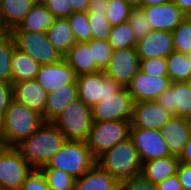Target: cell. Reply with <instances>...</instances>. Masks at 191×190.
I'll list each match as a JSON object with an SVG mask.
<instances>
[{
  "label": "cell",
  "mask_w": 191,
  "mask_h": 190,
  "mask_svg": "<svg viewBox=\"0 0 191 190\" xmlns=\"http://www.w3.org/2000/svg\"><path fill=\"white\" fill-rule=\"evenodd\" d=\"M65 142V136L52 122H44L16 148L33 168L40 169L51 160Z\"/></svg>",
  "instance_id": "6da1fadb"
},
{
  "label": "cell",
  "mask_w": 191,
  "mask_h": 190,
  "mask_svg": "<svg viewBox=\"0 0 191 190\" xmlns=\"http://www.w3.org/2000/svg\"><path fill=\"white\" fill-rule=\"evenodd\" d=\"M96 163L118 182L140 176L142 163L132 139L117 143L96 159Z\"/></svg>",
  "instance_id": "7a4b0ae2"
},
{
  "label": "cell",
  "mask_w": 191,
  "mask_h": 190,
  "mask_svg": "<svg viewBox=\"0 0 191 190\" xmlns=\"http://www.w3.org/2000/svg\"><path fill=\"white\" fill-rule=\"evenodd\" d=\"M43 117L12 99L3 115V126L0 131L9 147H16L31 136L42 124Z\"/></svg>",
  "instance_id": "3957f363"
},
{
  "label": "cell",
  "mask_w": 191,
  "mask_h": 190,
  "mask_svg": "<svg viewBox=\"0 0 191 190\" xmlns=\"http://www.w3.org/2000/svg\"><path fill=\"white\" fill-rule=\"evenodd\" d=\"M95 164L96 158L86 142L66 140L61 149L41 168L59 169L78 179Z\"/></svg>",
  "instance_id": "277c9868"
},
{
  "label": "cell",
  "mask_w": 191,
  "mask_h": 190,
  "mask_svg": "<svg viewBox=\"0 0 191 190\" xmlns=\"http://www.w3.org/2000/svg\"><path fill=\"white\" fill-rule=\"evenodd\" d=\"M52 123L67 141L86 142L93 124L91 107L78 98L69 104Z\"/></svg>",
  "instance_id": "5b68a950"
},
{
  "label": "cell",
  "mask_w": 191,
  "mask_h": 190,
  "mask_svg": "<svg viewBox=\"0 0 191 190\" xmlns=\"http://www.w3.org/2000/svg\"><path fill=\"white\" fill-rule=\"evenodd\" d=\"M131 121L93 122L86 140L87 147L97 159L117 143L130 137Z\"/></svg>",
  "instance_id": "8992f818"
},
{
  "label": "cell",
  "mask_w": 191,
  "mask_h": 190,
  "mask_svg": "<svg viewBox=\"0 0 191 190\" xmlns=\"http://www.w3.org/2000/svg\"><path fill=\"white\" fill-rule=\"evenodd\" d=\"M15 46L32 57L40 66L60 62L64 57L49 41L46 32H10Z\"/></svg>",
  "instance_id": "52a82bcc"
},
{
  "label": "cell",
  "mask_w": 191,
  "mask_h": 190,
  "mask_svg": "<svg viewBox=\"0 0 191 190\" xmlns=\"http://www.w3.org/2000/svg\"><path fill=\"white\" fill-rule=\"evenodd\" d=\"M76 84L78 98L91 108L104 98L117 94L124 88L106 76L104 71L78 75Z\"/></svg>",
  "instance_id": "ba28073f"
},
{
  "label": "cell",
  "mask_w": 191,
  "mask_h": 190,
  "mask_svg": "<svg viewBox=\"0 0 191 190\" xmlns=\"http://www.w3.org/2000/svg\"><path fill=\"white\" fill-rule=\"evenodd\" d=\"M32 169L16 147H8L0 156V186L3 190H21Z\"/></svg>",
  "instance_id": "9c48e42d"
},
{
  "label": "cell",
  "mask_w": 191,
  "mask_h": 190,
  "mask_svg": "<svg viewBox=\"0 0 191 190\" xmlns=\"http://www.w3.org/2000/svg\"><path fill=\"white\" fill-rule=\"evenodd\" d=\"M134 101L124 87L120 92L104 98L91 108L93 122L131 121Z\"/></svg>",
  "instance_id": "30bf717a"
},
{
  "label": "cell",
  "mask_w": 191,
  "mask_h": 190,
  "mask_svg": "<svg viewBox=\"0 0 191 190\" xmlns=\"http://www.w3.org/2000/svg\"><path fill=\"white\" fill-rule=\"evenodd\" d=\"M130 138L142 164L171 156L168 145L159 130L130 127Z\"/></svg>",
  "instance_id": "8fae6325"
},
{
  "label": "cell",
  "mask_w": 191,
  "mask_h": 190,
  "mask_svg": "<svg viewBox=\"0 0 191 190\" xmlns=\"http://www.w3.org/2000/svg\"><path fill=\"white\" fill-rule=\"evenodd\" d=\"M141 60L136 47L113 50L105 75L127 87L131 79L140 70Z\"/></svg>",
  "instance_id": "7c38bea8"
},
{
  "label": "cell",
  "mask_w": 191,
  "mask_h": 190,
  "mask_svg": "<svg viewBox=\"0 0 191 190\" xmlns=\"http://www.w3.org/2000/svg\"><path fill=\"white\" fill-rule=\"evenodd\" d=\"M156 101L173 116L191 120V81L172 82Z\"/></svg>",
  "instance_id": "4fadbf2b"
},
{
  "label": "cell",
  "mask_w": 191,
  "mask_h": 190,
  "mask_svg": "<svg viewBox=\"0 0 191 190\" xmlns=\"http://www.w3.org/2000/svg\"><path fill=\"white\" fill-rule=\"evenodd\" d=\"M172 81L169 76L153 77L139 70L127 85L134 103L156 101Z\"/></svg>",
  "instance_id": "5bb4252c"
},
{
  "label": "cell",
  "mask_w": 191,
  "mask_h": 190,
  "mask_svg": "<svg viewBox=\"0 0 191 190\" xmlns=\"http://www.w3.org/2000/svg\"><path fill=\"white\" fill-rule=\"evenodd\" d=\"M36 80L49 94L66 85L76 84L77 75L63 58L60 62L40 66Z\"/></svg>",
  "instance_id": "9a60e30c"
},
{
  "label": "cell",
  "mask_w": 191,
  "mask_h": 190,
  "mask_svg": "<svg viewBox=\"0 0 191 190\" xmlns=\"http://www.w3.org/2000/svg\"><path fill=\"white\" fill-rule=\"evenodd\" d=\"M172 116L157 101L134 103L131 127L159 130Z\"/></svg>",
  "instance_id": "2e32d148"
},
{
  "label": "cell",
  "mask_w": 191,
  "mask_h": 190,
  "mask_svg": "<svg viewBox=\"0 0 191 190\" xmlns=\"http://www.w3.org/2000/svg\"><path fill=\"white\" fill-rule=\"evenodd\" d=\"M140 8L152 30L173 32L186 16L174 2Z\"/></svg>",
  "instance_id": "e0dca14e"
},
{
  "label": "cell",
  "mask_w": 191,
  "mask_h": 190,
  "mask_svg": "<svg viewBox=\"0 0 191 190\" xmlns=\"http://www.w3.org/2000/svg\"><path fill=\"white\" fill-rule=\"evenodd\" d=\"M13 99L40 114L45 122L48 93L36 79L12 83Z\"/></svg>",
  "instance_id": "ac0fdd59"
},
{
  "label": "cell",
  "mask_w": 191,
  "mask_h": 190,
  "mask_svg": "<svg viewBox=\"0 0 191 190\" xmlns=\"http://www.w3.org/2000/svg\"><path fill=\"white\" fill-rule=\"evenodd\" d=\"M136 50L140 60L166 58L174 51L172 32L152 30L137 41Z\"/></svg>",
  "instance_id": "d6986e66"
},
{
  "label": "cell",
  "mask_w": 191,
  "mask_h": 190,
  "mask_svg": "<svg viewBox=\"0 0 191 190\" xmlns=\"http://www.w3.org/2000/svg\"><path fill=\"white\" fill-rule=\"evenodd\" d=\"M171 156L180 157L191 138L190 120L172 116L160 129Z\"/></svg>",
  "instance_id": "ffe728a7"
},
{
  "label": "cell",
  "mask_w": 191,
  "mask_h": 190,
  "mask_svg": "<svg viewBox=\"0 0 191 190\" xmlns=\"http://www.w3.org/2000/svg\"><path fill=\"white\" fill-rule=\"evenodd\" d=\"M37 0H0V28L11 32L23 21Z\"/></svg>",
  "instance_id": "44dd1931"
},
{
  "label": "cell",
  "mask_w": 191,
  "mask_h": 190,
  "mask_svg": "<svg viewBox=\"0 0 191 190\" xmlns=\"http://www.w3.org/2000/svg\"><path fill=\"white\" fill-rule=\"evenodd\" d=\"M75 74H89L101 71L93 59L92 40L89 42H76L64 56Z\"/></svg>",
  "instance_id": "7402d4cb"
},
{
  "label": "cell",
  "mask_w": 191,
  "mask_h": 190,
  "mask_svg": "<svg viewBox=\"0 0 191 190\" xmlns=\"http://www.w3.org/2000/svg\"><path fill=\"white\" fill-rule=\"evenodd\" d=\"M180 160L176 156H168L150 160L142 164L141 176L153 185H157L168 177L177 174Z\"/></svg>",
  "instance_id": "603a6c76"
},
{
  "label": "cell",
  "mask_w": 191,
  "mask_h": 190,
  "mask_svg": "<svg viewBox=\"0 0 191 190\" xmlns=\"http://www.w3.org/2000/svg\"><path fill=\"white\" fill-rule=\"evenodd\" d=\"M118 181L97 163L75 180L74 190H118Z\"/></svg>",
  "instance_id": "cb8c5ba5"
},
{
  "label": "cell",
  "mask_w": 191,
  "mask_h": 190,
  "mask_svg": "<svg viewBox=\"0 0 191 190\" xmlns=\"http://www.w3.org/2000/svg\"><path fill=\"white\" fill-rule=\"evenodd\" d=\"M56 17L42 4L36 1L27 16L12 31L46 32L54 23Z\"/></svg>",
  "instance_id": "d4e9b609"
},
{
  "label": "cell",
  "mask_w": 191,
  "mask_h": 190,
  "mask_svg": "<svg viewBox=\"0 0 191 190\" xmlns=\"http://www.w3.org/2000/svg\"><path fill=\"white\" fill-rule=\"evenodd\" d=\"M78 99L77 84H70L48 94L45 122H52L73 101Z\"/></svg>",
  "instance_id": "484cf974"
},
{
  "label": "cell",
  "mask_w": 191,
  "mask_h": 190,
  "mask_svg": "<svg viewBox=\"0 0 191 190\" xmlns=\"http://www.w3.org/2000/svg\"><path fill=\"white\" fill-rule=\"evenodd\" d=\"M46 33L49 41L63 55V57L76 43L68 18H56Z\"/></svg>",
  "instance_id": "4316f807"
},
{
  "label": "cell",
  "mask_w": 191,
  "mask_h": 190,
  "mask_svg": "<svg viewBox=\"0 0 191 190\" xmlns=\"http://www.w3.org/2000/svg\"><path fill=\"white\" fill-rule=\"evenodd\" d=\"M10 63L12 83L36 79L40 65L29 55L15 48Z\"/></svg>",
  "instance_id": "83f0119b"
},
{
  "label": "cell",
  "mask_w": 191,
  "mask_h": 190,
  "mask_svg": "<svg viewBox=\"0 0 191 190\" xmlns=\"http://www.w3.org/2000/svg\"><path fill=\"white\" fill-rule=\"evenodd\" d=\"M166 65L172 82L191 81V62L186 54L173 51L166 57Z\"/></svg>",
  "instance_id": "f1b7e54d"
},
{
  "label": "cell",
  "mask_w": 191,
  "mask_h": 190,
  "mask_svg": "<svg viewBox=\"0 0 191 190\" xmlns=\"http://www.w3.org/2000/svg\"><path fill=\"white\" fill-rule=\"evenodd\" d=\"M16 48L10 32L0 34V82L12 83L11 58Z\"/></svg>",
  "instance_id": "f546056e"
},
{
  "label": "cell",
  "mask_w": 191,
  "mask_h": 190,
  "mask_svg": "<svg viewBox=\"0 0 191 190\" xmlns=\"http://www.w3.org/2000/svg\"><path fill=\"white\" fill-rule=\"evenodd\" d=\"M137 41L135 33L128 21L112 26L108 42L113 50L136 47Z\"/></svg>",
  "instance_id": "4dcf8cb0"
},
{
  "label": "cell",
  "mask_w": 191,
  "mask_h": 190,
  "mask_svg": "<svg viewBox=\"0 0 191 190\" xmlns=\"http://www.w3.org/2000/svg\"><path fill=\"white\" fill-rule=\"evenodd\" d=\"M174 51L187 54L191 51V16H185L172 32Z\"/></svg>",
  "instance_id": "1f68e13d"
},
{
  "label": "cell",
  "mask_w": 191,
  "mask_h": 190,
  "mask_svg": "<svg viewBox=\"0 0 191 190\" xmlns=\"http://www.w3.org/2000/svg\"><path fill=\"white\" fill-rule=\"evenodd\" d=\"M46 177L50 190H74L75 178L55 168H40Z\"/></svg>",
  "instance_id": "d6a6232c"
},
{
  "label": "cell",
  "mask_w": 191,
  "mask_h": 190,
  "mask_svg": "<svg viewBox=\"0 0 191 190\" xmlns=\"http://www.w3.org/2000/svg\"><path fill=\"white\" fill-rule=\"evenodd\" d=\"M92 31V39L106 41L109 39L112 25L106 17V12L87 13Z\"/></svg>",
  "instance_id": "836d02e7"
},
{
  "label": "cell",
  "mask_w": 191,
  "mask_h": 190,
  "mask_svg": "<svg viewBox=\"0 0 191 190\" xmlns=\"http://www.w3.org/2000/svg\"><path fill=\"white\" fill-rule=\"evenodd\" d=\"M68 20L76 42H89L92 40V31L88 22L87 11L73 12L68 17Z\"/></svg>",
  "instance_id": "e575fe53"
},
{
  "label": "cell",
  "mask_w": 191,
  "mask_h": 190,
  "mask_svg": "<svg viewBox=\"0 0 191 190\" xmlns=\"http://www.w3.org/2000/svg\"><path fill=\"white\" fill-rule=\"evenodd\" d=\"M133 6L125 0H108L106 17L112 26L127 22Z\"/></svg>",
  "instance_id": "d590c367"
},
{
  "label": "cell",
  "mask_w": 191,
  "mask_h": 190,
  "mask_svg": "<svg viewBox=\"0 0 191 190\" xmlns=\"http://www.w3.org/2000/svg\"><path fill=\"white\" fill-rule=\"evenodd\" d=\"M128 23L134 31L137 40L144 38L152 31L151 25L147 21V18L140 7L136 6L132 8L128 18Z\"/></svg>",
  "instance_id": "8d00e7d4"
},
{
  "label": "cell",
  "mask_w": 191,
  "mask_h": 190,
  "mask_svg": "<svg viewBox=\"0 0 191 190\" xmlns=\"http://www.w3.org/2000/svg\"><path fill=\"white\" fill-rule=\"evenodd\" d=\"M113 49L109 44L108 40H94L92 39V55L93 59L96 62V66L104 71L110 62V58L112 56Z\"/></svg>",
  "instance_id": "74e56055"
},
{
  "label": "cell",
  "mask_w": 191,
  "mask_h": 190,
  "mask_svg": "<svg viewBox=\"0 0 191 190\" xmlns=\"http://www.w3.org/2000/svg\"><path fill=\"white\" fill-rule=\"evenodd\" d=\"M140 70L153 77L168 76L166 58L141 60Z\"/></svg>",
  "instance_id": "f35d334b"
},
{
  "label": "cell",
  "mask_w": 191,
  "mask_h": 190,
  "mask_svg": "<svg viewBox=\"0 0 191 190\" xmlns=\"http://www.w3.org/2000/svg\"><path fill=\"white\" fill-rule=\"evenodd\" d=\"M21 190H50L41 169L33 168L23 182Z\"/></svg>",
  "instance_id": "ab89813d"
},
{
  "label": "cell",
  "mask_w": 191,
  "mask_h": 190,
  "mask_svg": "<svg viewBox=\"0 0 191 190\" xmlns=\"http://www.w3.org/2000/svg\"><path fill=\"white\" fill-rule=\"evenodd\" d=\"M40 1L56 18H68L73 13L70 0H40Z\"/></svg>",
  "instance_id": "60d3db41"
},
{
  "label": "cell",
  "mask_w": 191,
  "mask_h": 190,
  "mask_svg": "<svg viewBox=\"0 0 191 190\" xmlns=\"http://www.w3.org/2000/svg\"><path fill=\"white\" fill-rule=\"evenodd\" d=\"M118 190H156V185L141 175L118 183Z\"/></svg>",
  "instance_id": "b9f144b4"
},
{
  "label": "cell",
  "mask_w": 191,
  "mask_h": 190,
  "mask_svg": "<svg viewBox=\"0 0 191 190\" xmlns=\"http://www.w3.org/2000/svg\"><path fill=\"white\" fill-rule=\"evenodd\" d=\"M13 99L12 83L0 82V113L3 115Z\"/></svg>",
  "instance_id": "7bdbcfd3"
},
{
  "label": "cell",
  "mask_w": 191,
  "mask_h": 190,
  "mask_svg": "<svg viewBox=\"0 0 191 190\" xmlns=\"http://www.w3.org/2000/svg\"><path fill=\"white\" fill-rule=\"evenodd\" d=\"M177 175L183 190H191V165L180 162Z\"/></svg>",
  "instance_id": "ee69618b"
},
{
  "label": "cell",
  "mask_w": 191,
  "mask_h": 190,
  "mask_svg": "<svg viewBox=\"0 0 191 190\" xmlns=\"http://www.w3.org/2000/svg\"><path fill=\"white\" fill-rule=\"evenodd\" d=\"M156 190H183L178 175L166 178L156 185Z\"/></svg>",
  "instance_id": "f6af8a7d"
},
{
  "label": "cell",
  "mask_w": 191,
  "mask_h": 190,
  "mask_svg": "<svg viewBox=\"0 0 191 190\" xmlns=\"http://www.w3.org/2000/svg\"><path fill=\"white\" fill-rule=\"evenodd\" d=\"M108 0H91L87 13L106 12Z\"/></svg>",
  "instance_id": "bcb514c9"
},
{
  "label": "cell",
  "mask_w": 191,
  "mask_h": 190,
  "mask_svg": "<svg viewBox=\"0 0 191 190\" xmlns=\"http://www.w3.org/2000/svg\"><path fill=\"white\" fill-rule=\"evenodd\" d=\"M91 0H70L73 12L88 11Z\"/></svg>",
  "instance_id": "7dc6e473"
},
{
  "label": "cell",
  "mask_w": 191,
  "mask_h": 190,
  "mask_svg": "<svg viewBox=\"0 0 191 190\" xmlns=\"http://www.w3.org/2000/svg\"><path fill=\"white\" fill-rule=\"evenodd\" d=\"M180 162L191 165V138L184 147L182 154L179 157Z\"/></svg>",
  "instance_id": "c3c4849f"
},
{
  "label": "cell",
  "mask_w": 191,
  "mask_h": 190,
  "mask_svg": "<svg viewBox=\"0 0 191 190\" xmlns=\"http://www.w3.org/2000/svg\"><path fill=\"white\" fill-rule=\"evenodd\" d=\"M173 2L186 16H191V0H174Z\"/></svg>",
  "instance_id": "681fc988"
},
{
  "label": "cell",
  "mask_w": 191,
  "mask_h": 190,
  "mask_svg": "<svg viewBox=\"0 0 191 190\" xmlns=\"http://www.w3.org/2000/svg\"><path fill=\"white\" fill-rule=\"evenodd\" d=\"M173 1L174 0H140L139 5L137 7L161 5V4L171 3Z\"/></svg>",
  "instance_id": "f907efd6"
},
{
  "label": "cell",
  "mask_w": 191,
  "mask_h": 190,
  "mask_svg": "<svg viewBox=\"0 0 191 190\" xmlns=\"http://www.w3.org/2000/svg\"><path fill=\"white\" fill-rule=\"evenodd\" d=\"M8 147L9 146L6 139L0 133V156L7 150Z\"/></svg>",
  "instance_id": "816d5d0a"
},
{
  "label": "cell",
  "mask_w": 191,
  "mask_h": 190,
  "mask_svg": "<svg viewBox=\"0 0 191 190\" xmlns=\"http://www.w3.org/2000/svg\"><path fill=\"white\" fill-rule=\"evenodd\" d=\"M126 2L130 3L133 7L139 5L140 0H125Z\"/></svg>",
  "instance_id": "f5cc1de1"
},
{
  "label": "cell",
  "mask_w": 191,
  "mask_h": 190,
  "mask_svg": "<svg viewBox=\"0 0 191 190\" xmlns=\"http://www.w3.org/2000/svg\"><path fill=\"white\" fill-rule=\"evenodd\" d=\"M2 126H3V114L0 113V131L2 129Z\"/></svg>",
  "instance_id": "db71d44e"
},
{
  "label": "cell",
  "mask_w": 191,
  "mask_h": 190,
  "mask_svg": "<svg viewBox=\"0 0 191 190\" xmlns=\"http://www.w3.org/2000/svg\"><path fill=\"white\" fill-rule=\"evenodd\" d=\"M186 55H187L189 61L191 62V51L189 53H187Z\"/></svg>",
  "instance_id": "11a10c76"
}]
</instances>
